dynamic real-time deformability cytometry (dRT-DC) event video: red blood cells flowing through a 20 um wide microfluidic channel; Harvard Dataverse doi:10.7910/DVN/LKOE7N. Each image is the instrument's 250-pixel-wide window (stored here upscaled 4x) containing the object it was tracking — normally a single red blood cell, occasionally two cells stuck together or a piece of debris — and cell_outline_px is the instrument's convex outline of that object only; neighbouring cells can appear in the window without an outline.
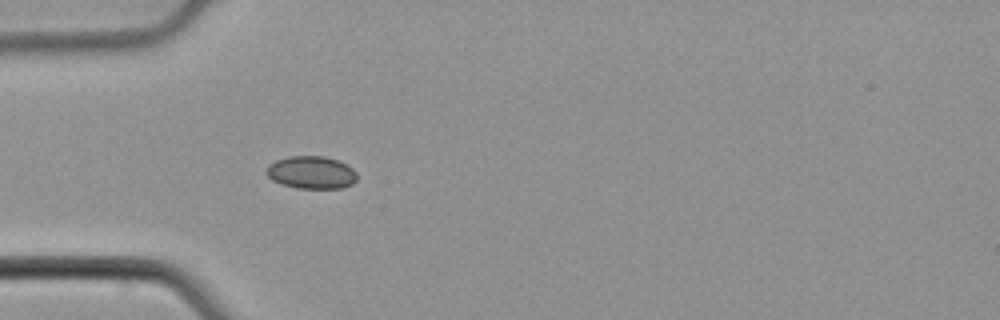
{"species": "common noctule bat (a hibernating species)", "species_latin": "Nyctalus noctula", "temperature_condition": "cold", "stored_images_in_passage": 4, "camera_frame_rate_fps": 3000, "um_per_image_px": 0.085, "animal": {"sex": "male", "body_mass_g": 21.5, "forearm_length_mm": 52.0}, "frame": {"image": 1, "passage_image": 4, "time_ms": 1.0, "image_size_px": [1000, 320], "cell_outline_px": [[356, 180], [352, 184], [340, 188], [296, 188], [280, 184], [272, 180], [264, 172], [268, 164], [276, 160], [288, 156], [324, 156], [348, 164], [356, 172]], "centroid_in_image_um": [26.43, 14.65], "position_along_channel_um": 58.6, "area_um2": 17.4}}